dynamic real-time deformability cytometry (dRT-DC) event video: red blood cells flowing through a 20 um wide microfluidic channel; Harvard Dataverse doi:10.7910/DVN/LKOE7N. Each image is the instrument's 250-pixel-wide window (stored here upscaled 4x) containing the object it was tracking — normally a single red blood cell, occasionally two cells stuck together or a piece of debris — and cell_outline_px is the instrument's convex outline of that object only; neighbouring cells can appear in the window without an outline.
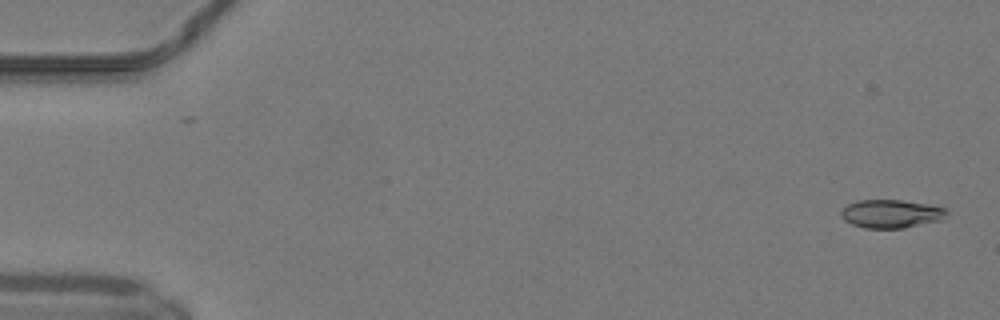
{"species": "common noctule bat (a hibernating species)", "species_latin": "Nyctalus noctula", "temperature_condition": "warm", "stored_images_in_passage": 50, "camera_frame_rate_fps": 3000, "um_per_image_px": 0.085, "animal": {"sex": "male", "body_mass_g": 19.2, "forearm_length_mm": 51.8}, "frame": {"image": 1, "passage_image": 2, "time_ms": 0.333, "image_size_px": [1000, 320], "cell_outline_px": [[948, 212], [940, 220], [904, 228], [864, 228], [852, 224], [844, 220], [840, 216], [840, 212], [848, 204], [856, 200], [900, 200], [928, 204], [944, 208]], "centroid_in_image_um": [75.7, 18.17], "position_along_channel_um": 9.3, "area_um2": 17.34}}
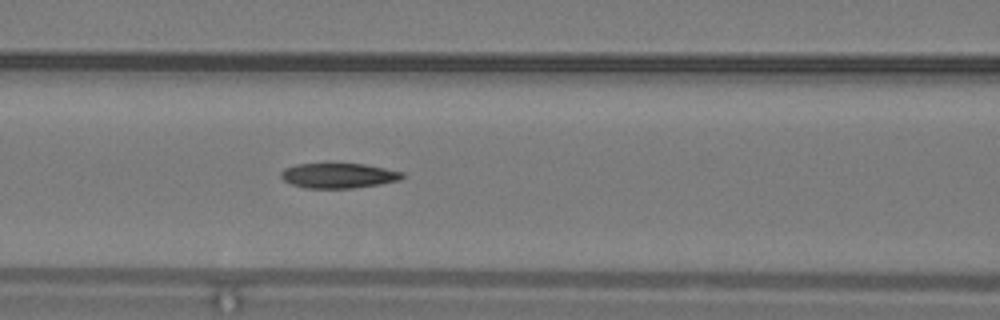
{"frame": {"image": 2, "passage_image": 22, "time_ms": 7.0, "image_size_px": [1000, 320], "cell_outline_px": [[404, 176], [400, 180], [380, 184], [352, 188], [304, 188], [292, 184], [284, 180], [280, 176], [280, 172], [284, 168], [296, 164], [364, 164], [404, 172]], "centroid_in_image_um": [28.76, 14.93], "position_along_channel_um": 137.8, "area_um2": 17.63}}
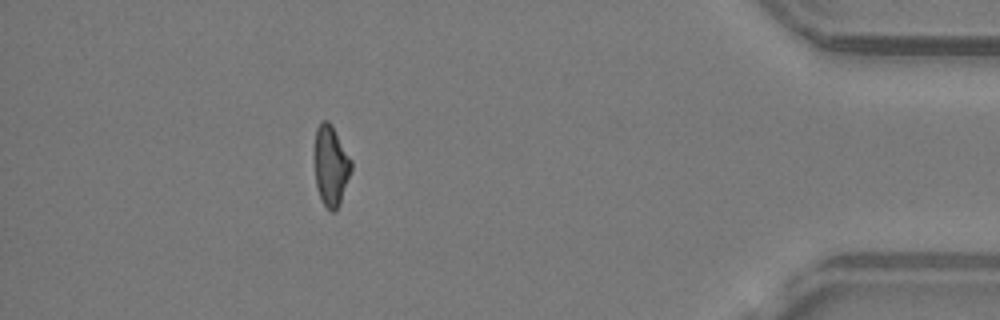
{"frame": {"image": 3, "passage_image": 45, "time_ms": 14.667, "image_size_px": [1000, 320], "cell_outline_px": [[352, 172], [340, 204], [332, 212], [320, 200], [316, 184], [316, 128], [320, 120], [328, 120], [332, 124], [352, 160]], "centroid_in_image_um": [28.16, 14.07], "position_along_channel_um": 407.0, "area_um2": 17.17}, "authors_computed_cell_mechanics": {"area_um2": 18.0914, "velocity_mm_per_s": 4.178, "shape_relaxation_time_tau1_ms": 6.1402, "shape_relaxation_time_tau2_ms": 4.7164, "deformation_change_tau1": 0.1903, "deformation_change_tau2": 0.1374}}